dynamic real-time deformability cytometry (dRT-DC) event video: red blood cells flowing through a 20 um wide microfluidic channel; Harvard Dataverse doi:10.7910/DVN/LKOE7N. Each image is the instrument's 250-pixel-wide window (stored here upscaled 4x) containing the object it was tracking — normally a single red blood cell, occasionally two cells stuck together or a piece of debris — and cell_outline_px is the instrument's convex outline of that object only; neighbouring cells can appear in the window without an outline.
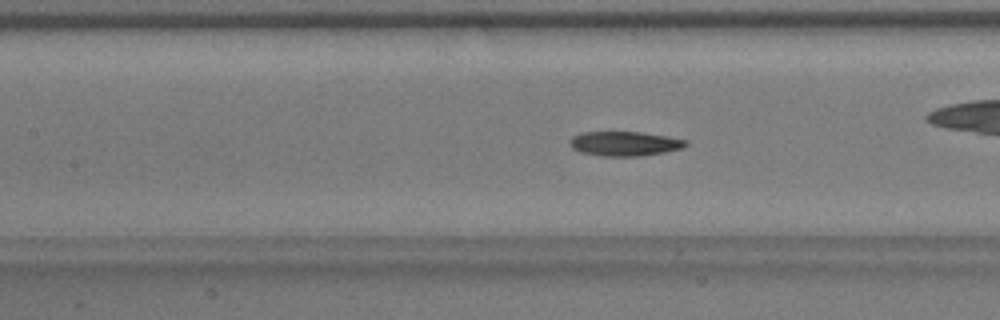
{"species": "common noctule bat (a hibernating species)", "species_latin": "Nyctalus noctula", "temperature_condition": "warm", "stored_images_in_passage": 53, "camera_frame_rate_fps": 3000, "um_per_image_px": 0.085, "animal": {"sex": "male", "body_mass_g": 17.9}, "frame": {"image": 1, "passage_image": 23, "time_ms": 7.333, "image_size_px": [1000, 320], "cell_outline_px": [[688, 144], [684, 148], [664, 152], [640, 156], [600, 156], [580, 152], [572, 148], [572, 136], [580, 132], [640, 132], [668, 136], [688, 140]], "centroid_in_image_um": [53.14, 12.21], "position_along_channel_um": 154.3, "area_um2": 16.59}, "authors_computed_cell_mechanics": {"area_um2": 16.5886, "velocity_mm_per_s": 3.8447, "shape_relaxation_time_tau1_ms": 6.7264, "shape_relaxation_time_tau2_ms": 9.1394, "deformation_change_tau1": 0.2277, "deformation_change_tau2": 0.1678}}